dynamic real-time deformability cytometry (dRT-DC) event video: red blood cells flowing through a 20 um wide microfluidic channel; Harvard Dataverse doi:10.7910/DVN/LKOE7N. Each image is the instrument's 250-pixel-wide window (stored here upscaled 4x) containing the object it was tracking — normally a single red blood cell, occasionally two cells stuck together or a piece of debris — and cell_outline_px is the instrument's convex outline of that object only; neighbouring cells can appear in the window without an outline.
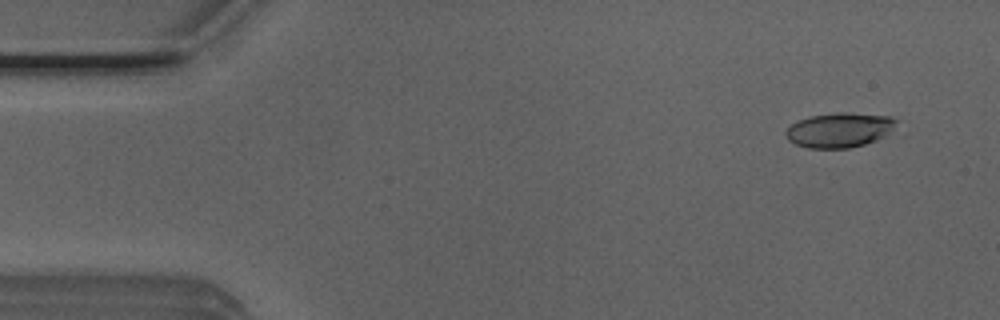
{"species": "Egyptian fruit bat (a non-hibernating species)", "species_latin": "Rousettus aegyptiacus", "temperature_condition": "room temperature", "stored_images_in_passage": 15, "camera_frame_rate_fps": 3000, "um_per_image_px": 0.085, "animal": {"sex": "male"}, "frame": {"image": 1, "passage_image": 4, "time_ms": 1.0, "image_size_px": [1000, 320], "cell_outline_px": [[900, 120], [884, 136], [876, 140], [864, 144], [848, 148], [808, 148], [796, 144], [788, 140], [784, 136], [784, 132], [796, 120], [808, 116], [836, 112], [848, 112], [892, 116]], "centroid_in_image_um": [71.33, 11.03], "position_along_channel_um": 13.7, "area_um2": 22.6}}